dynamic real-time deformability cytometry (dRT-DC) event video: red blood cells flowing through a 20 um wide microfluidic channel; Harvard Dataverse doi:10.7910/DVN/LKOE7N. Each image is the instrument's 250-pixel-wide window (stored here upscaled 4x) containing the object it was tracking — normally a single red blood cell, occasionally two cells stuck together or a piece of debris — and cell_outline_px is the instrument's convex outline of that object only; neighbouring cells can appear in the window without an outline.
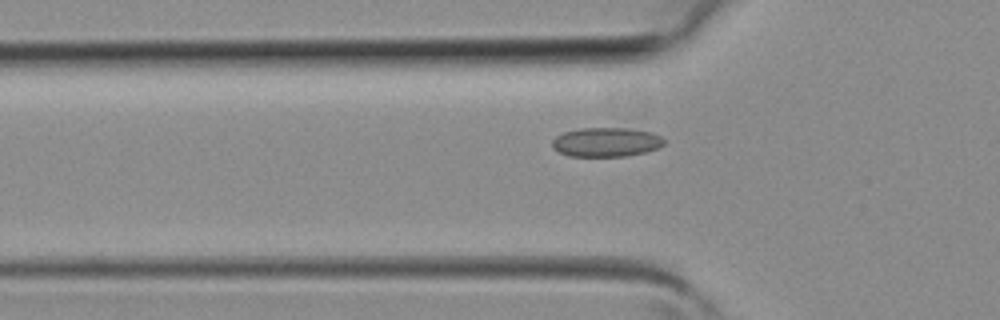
{"species": "common noctule bat (a hibernating species)", "species_latin": "Nyctalus noctula", "temperature_condition": "room temperature", "stored_images_in_passage": 31, "camera_frame_rate_fps": 3000, "um_per_image_px": 0.085, "animal": {"sex": "female", "body_mass_g": 19.3, "forearm_length_mm": 54.1}, "frame": {"image": 1, "passage_image": 6, "time_ms": 1.667, "image_size_px": [1000, 320], "cell_outline_px": [[664, 144], [656, 148], [644, 152], [628, 156], [568, 156], [552, 148], [552, 140], [556, 136], [564, 132], [580, 128], [624, 128], [652, 132], [660, 136], [664, 140]], "centroid_in_image_um": [51.5, 12.08], "position_along_channel_um": 74.3, "area_um2": 18.96}}
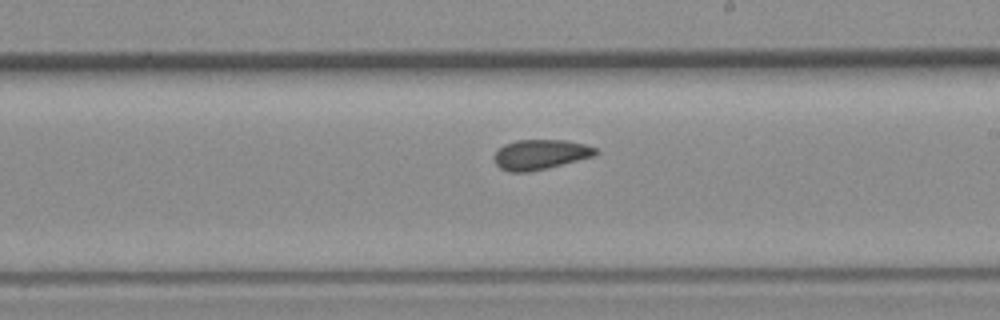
{"frame": {"image": 2, "passage_image": 16, "time_ms": 5.0, "image_size_px": [1000, 320], "cell_outline_px": [[600, 152], [592, 156], [528, 172], [508, 172], [500, 168], [496, 164], [496, 152], [504, 144], [516, 140], [564, 140], [584, 144], [596, 148]], "centroid_in_image_um": [45.91, 13.12], "position_along_channel_um": 243.1, "area_um2": 17.28}}
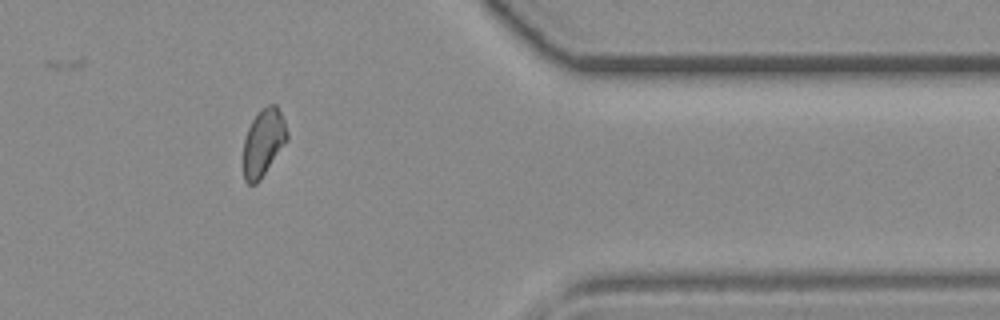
{"frame": {"image": 3, "passage_image": 26, "time_ms": 8.333, "image_size_px": [1000, 320], "cell_outline_px": [[288, 140], [260, 180], [256, 184], [248, 184], [244, 180], [244, 140], [248, 128], [252, 120], [260, 108], [268, 104], [276, 104], [284, 120], [288, 132]], "centroid_in_image_um": [22.4, 12.09], "position_along_channel_um": 389.0, "area_um2": 17.22}}